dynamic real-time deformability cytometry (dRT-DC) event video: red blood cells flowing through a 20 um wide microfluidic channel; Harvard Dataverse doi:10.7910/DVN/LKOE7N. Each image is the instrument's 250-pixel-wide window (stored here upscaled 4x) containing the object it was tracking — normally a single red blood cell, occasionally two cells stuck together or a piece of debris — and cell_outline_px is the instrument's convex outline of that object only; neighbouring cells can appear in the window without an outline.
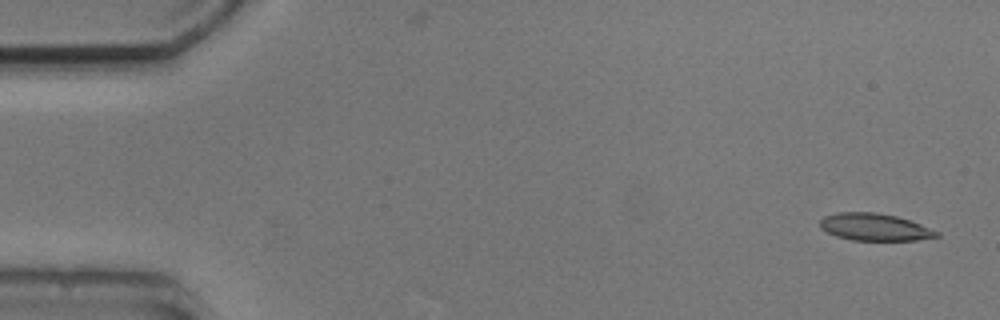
{"species": "common noctule bat (a hibernating species)", "species_latin": "Nyctalus noctula", "temperature_condition": "cold", "stored_images_in_passage": 4, "camera_frame_rate_fps": 3000, "um_per_image_px": 0.085, "animal": {"sex": "male", "body_mass_g": 20.5, "forearm_length_mm": 52.5}, "frame": {"image": 1, "passage_image": 1, "time_ms": 0.0, "image_size_px": [1000, 320], "cell_outline_px": [[940, 236], [916, 240], [852, 240], [836, 236], [820, 228], [820, 220], [824, 216], [836, 212], [876, 212], [896, 216], [920, 224], [940, 232]], "centroid_in_image_um": [74.33, 19.29], "position_along_channel_um": 10.7, "area_um2": 18.44}}